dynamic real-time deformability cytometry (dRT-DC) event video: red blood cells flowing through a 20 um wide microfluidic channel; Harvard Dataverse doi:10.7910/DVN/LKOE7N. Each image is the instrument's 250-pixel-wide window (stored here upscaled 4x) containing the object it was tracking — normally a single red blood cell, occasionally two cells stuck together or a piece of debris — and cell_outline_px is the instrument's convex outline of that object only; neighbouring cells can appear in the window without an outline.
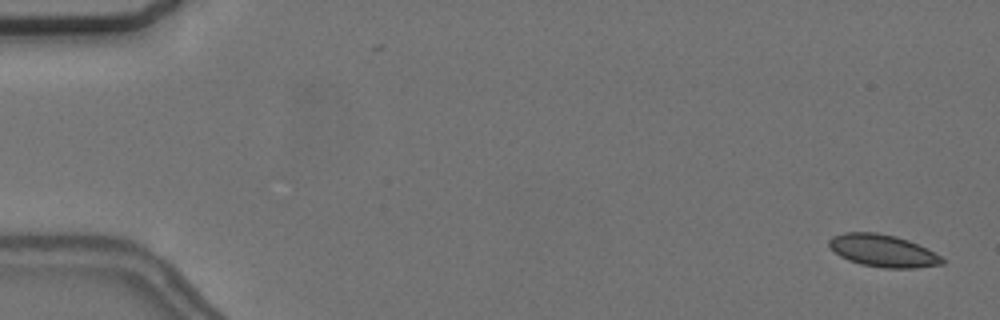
{"species": "common noctule bat (a hibernating species)", "species_latin": "Nyctalus noctula", "temperature_condition": "cold", "stored_images_in_passage": 5, "camera_frame_rate_fps": 3000, "um_per_image_px": 0.085, "animal": {"sex": "female", "body_mass_g": 24.6, "forearm_length_mm": 56.2}, "frame": {"image": 1, "passage_image": 1, "time_ms": 0.0, "image_size_px": [1000, 320], "cell_outline_px": [[944, 264], [912, 268], [884, 268], [860, 264], [848, 260], [840, 256], [828, 244], [828, 240], [832, 236], [844, 232], [876, 232], [896, 236], [908, 240], [928, 248], [940, 256], [944, 260]], "centroid_in_image_um": [75.04, 21.3], "position_along_channel_um": 10.0, "area_um2": 21.33}}